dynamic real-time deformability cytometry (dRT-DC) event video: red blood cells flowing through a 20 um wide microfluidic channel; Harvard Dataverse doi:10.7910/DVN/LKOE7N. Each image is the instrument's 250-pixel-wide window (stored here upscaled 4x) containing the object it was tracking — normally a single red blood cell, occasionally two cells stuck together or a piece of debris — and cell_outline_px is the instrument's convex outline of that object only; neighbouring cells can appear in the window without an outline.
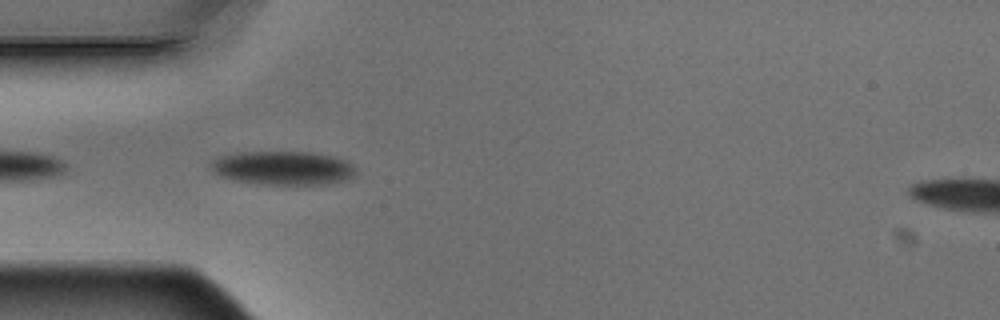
{"species": "Egyptian fruit bat (a non-hibernating species)", "species_latin": "Rousettus aegyptiacus", "temperature_condition": "warm", "stored_images_in_passage": 5, "camera_frame_rate_fps": 3000, "um_per_image_px": 0.085, "animal": {"sex": "male"}, "frame": {"image": 1, "passage_image": 4, "time_ms": 1.0, "image_size_px": [1000, 320], "cell_outline_px": [[356, 172], [348, 180], [324, 184], [260, 184], [236, 180], [220, 176], [212, 172], [208, 168], [208, 164], [212, 160], [220, 156], [236, 152], [312, 152], [332, 156], [348, 160], [356, 168]], "centroid_in_image_um": [24.03, 14.27], "position_along_channel_um": 61.0, "area_um2": 28.84}}
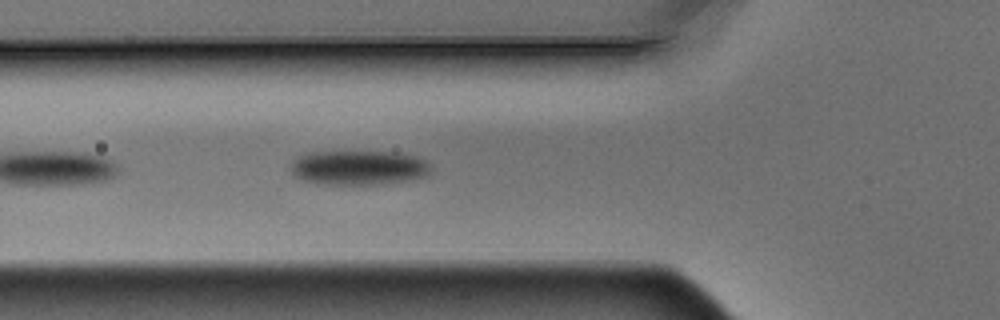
{"frame": {"image": 2, "passage_image": 5, "time_ms": 1.333, "image_size_px": [1000, 320], "cell_outline_px": [[432, 172], [428, 176], [408, 180], [384, 184], [316, 184], [292, 176], [288, 168], [292, 160], [296, 156], [308, 152], [396, 152], [416, 156], [428, 160], [432, 168]], "centroid_in_image_um": [30.47, 14.25], "position_along_channel_um": 95.3, "area_um2": 28.9}}